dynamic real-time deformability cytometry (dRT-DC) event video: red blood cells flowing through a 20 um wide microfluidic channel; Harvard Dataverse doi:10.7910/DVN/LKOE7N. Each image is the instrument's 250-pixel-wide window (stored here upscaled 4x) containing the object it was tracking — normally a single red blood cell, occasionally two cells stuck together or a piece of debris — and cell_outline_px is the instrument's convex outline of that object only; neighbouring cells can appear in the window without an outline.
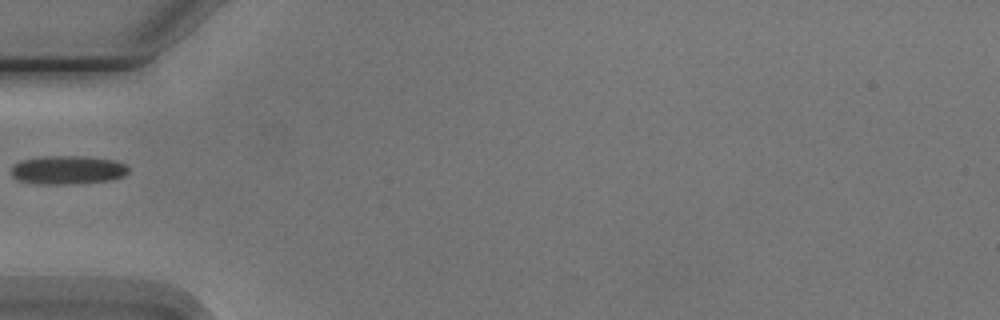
{"species": "Egyptian fruit bat (a non-hibernating species)", "species_latin": "Rousettus aegyptiacus", "temperature_condition": "cold", "stored_images_in_passage": 2, "camera_frame_rate_fps": 3000, "um_per_image_px": 0.085, "animal": {"sex": "male"}, "frame": {"image": 1, "passage_image": 1, "time_ms": 0.0, "image_size_px": [1000, 320], "cell_outline_px": [[128, 172], [124, 176], [112, 180], [76, 184], [36, 184], [16, 180], [12, 176], [12, 164], [20, 160], [44, 156], [80, 156], [112, 160], [124, 164], [128, 168]], "centroid_in_image_um": [5.71, 14.46], "position_along_channel_um": 79.3, "area_um2": 19.71}}
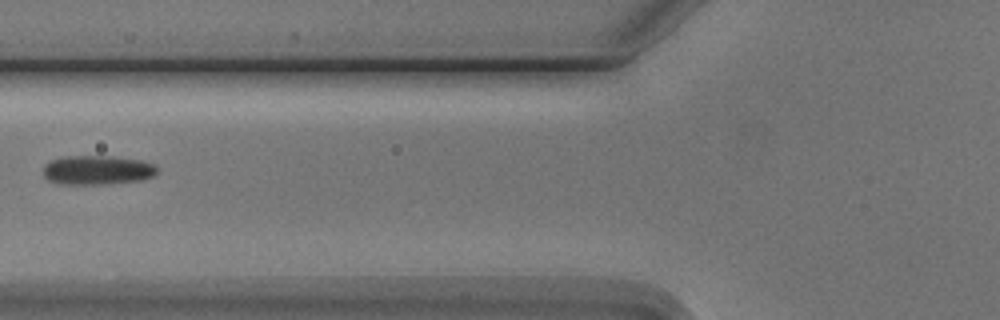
{"frame": {"image": 2, "passage_image": 2, "time_ms": 1.0, "image_size_px": [1000, 320], "cell_outline_px": [[160, 168], [156, 176], [140, 180], [104, 184], [56, 184], [48, 180], [44, 176], [44, 164], [48, 160], [64, 156], [112, 156], [144, 160], [156, 164]], "centroid_in_image_um": [8.31, 14.44], "position_along_channel_um": 117.5, "area_um2": 19.94}}